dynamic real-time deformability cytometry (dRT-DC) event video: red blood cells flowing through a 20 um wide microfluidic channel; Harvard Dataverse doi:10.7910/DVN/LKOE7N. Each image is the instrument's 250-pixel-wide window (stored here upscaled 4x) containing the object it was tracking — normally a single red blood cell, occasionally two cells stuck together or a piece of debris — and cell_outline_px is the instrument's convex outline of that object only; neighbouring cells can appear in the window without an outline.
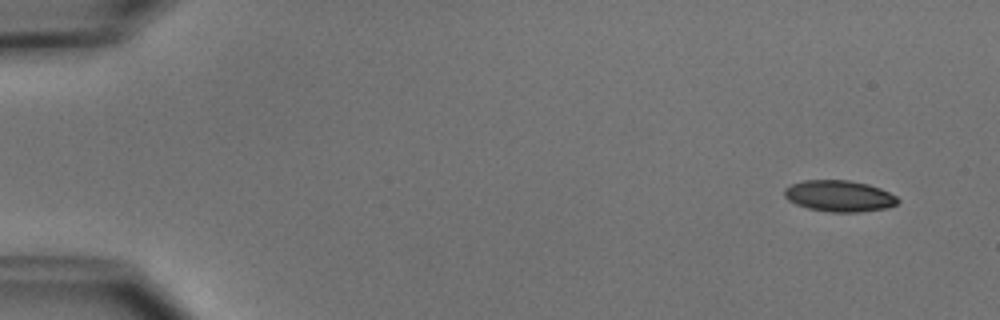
{"species": "common noctule bat (a hibernating species)", "species_latin": "Nyctalus noctula", "temperature_condition": "cold", "stored_images_in_passage": 8, "camera_frame_rate_fps": 3000, "um_per_image_px": 0.085, "animal": {"sex": "male", "body_mass_g": 15.6}, "frame": {"image": 1, "passage_image": 1, "time_ms": 0.0, "image_size_px": [1000, 320], "cell_outline_px": [[900, 200], [896, 204], [888, 208], [860, 212], [832, 212], [808, 208], [796, 204], [788, 200], [784, 196], [784, 188], [792, 184], [804, 180], [848, 180], [868, 184], [880, 188], [896, 196]], "centroid_in_image_um": [71.34, 16.66], "position_along_channel_um": 13.7, "area_um2": 20.69}}
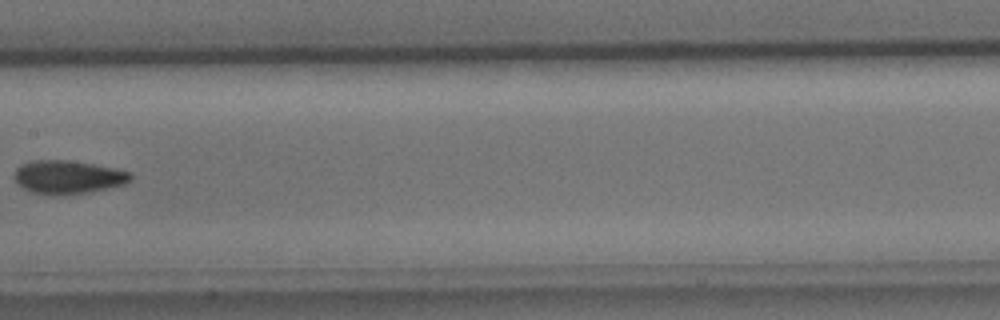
{"frame": {"image": 2, "passage_image": 7, "time_ms": 8.0, "image_size_px": [1000, 320], "cell_outline_px": [[132, 180], [124, 184], [88, 192], [64, 196], [60, 196], [32, 192], [24, 188], [16, 180], [16, 168], [20, 164], [32, 160], [68, 160], [92, 164], [132, 172]], "centroid_in_image_um": [5.79, 15.05], "position_along_channel_um": 201.6, "area_um2": 22.48}}
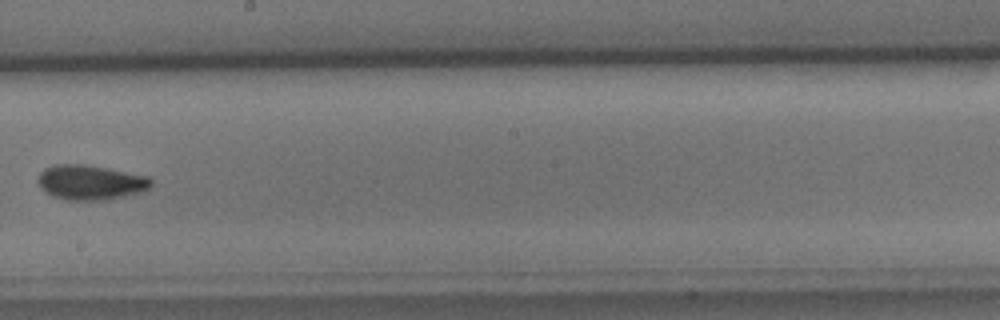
{"frame": {"image": 3, "passage_image": 8, "time_ms": 9.0, "image_size_px": [1000, 320], "cell_outline_px": [[152, 184], [148, 188], [140, 192], [108, 200], [64, 200], [52, 196], [40, 188], [36, 180], [40, 172], [44, 168], [56, 164], [84, 164], [148, 176], [152, 180]], "centroid_in_image_um": [7.64, 15.51], "position_along_channel_um": 240.6, "area_um2": 23.06}}